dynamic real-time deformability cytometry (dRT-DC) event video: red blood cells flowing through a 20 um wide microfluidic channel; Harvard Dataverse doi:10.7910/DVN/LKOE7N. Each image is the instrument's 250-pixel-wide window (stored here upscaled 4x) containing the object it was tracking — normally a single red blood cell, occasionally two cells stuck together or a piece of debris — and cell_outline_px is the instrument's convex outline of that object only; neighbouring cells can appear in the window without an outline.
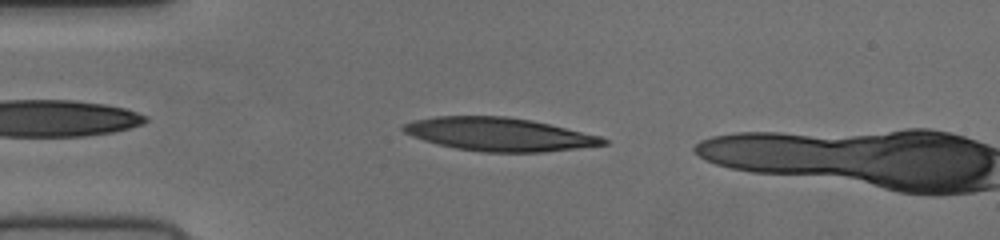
{"species": "human", "species_latin": "Homo sapiens", "temperature_condition": "cold", "stored_images_in_passage": 7, "camera_frame_rate_fps": 3000, "um_per_image_px": 0.085, "donor": {"sex": "female"}, "frame": {"image": 1, "passage_image": 4, "time_ms": 1.0, "image_size_px": [1000, 240], "cell_outline_px": [[608, 144], [544, 152], [484, 152], [456, 148], [424, 140], [412, 136], [404, 132], [400, 128], [400, 124], [412, 120], [436, 116], [508, 116], [548, 124], [600, 136], [608, 140]], "centroid_in_image_um": [42.37, 11.41], "position_along_channel_um": 42.6, "area_um2": 38.55}}